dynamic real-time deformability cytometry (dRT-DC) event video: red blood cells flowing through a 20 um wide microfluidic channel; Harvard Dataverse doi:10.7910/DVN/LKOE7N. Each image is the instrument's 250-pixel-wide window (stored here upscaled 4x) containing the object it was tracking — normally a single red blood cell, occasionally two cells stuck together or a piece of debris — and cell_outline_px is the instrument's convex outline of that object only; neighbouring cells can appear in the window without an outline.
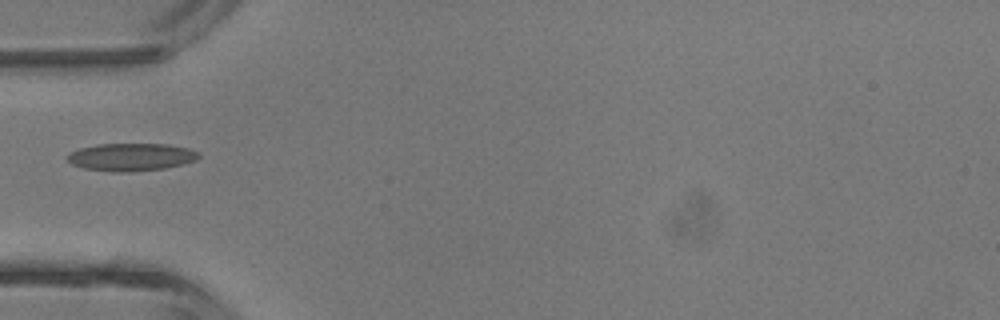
{"species": "common noctule bat (a hibernating species)", "species_latin": "Nyctalus noctula", "temperature_condition": "room temperature", "stored_images_in_passage": 1, "camera_frame_rate_fps": 3000, "um_per_image_px": 0.085, "animal": {"sex": "male", "body_mass_g": 13.3}, "frame": {"image": 1, "passage_image": 1, "time_ms": 0.0, "image_size_px": [1000, 320], "cell_outline_px": [[200, 156], [196, 160], [184, 164], [164, 168], [132, 172], [112, 172], [84, 168], [72, 164], [64, 156], [80, 148], [100, 144], [168, 144], [188, 148], [200, 152]], "centroid_in_image_um": [11.17, 13.35], "position_along_channel_um": 73.8, "area_um2": 21.27}}